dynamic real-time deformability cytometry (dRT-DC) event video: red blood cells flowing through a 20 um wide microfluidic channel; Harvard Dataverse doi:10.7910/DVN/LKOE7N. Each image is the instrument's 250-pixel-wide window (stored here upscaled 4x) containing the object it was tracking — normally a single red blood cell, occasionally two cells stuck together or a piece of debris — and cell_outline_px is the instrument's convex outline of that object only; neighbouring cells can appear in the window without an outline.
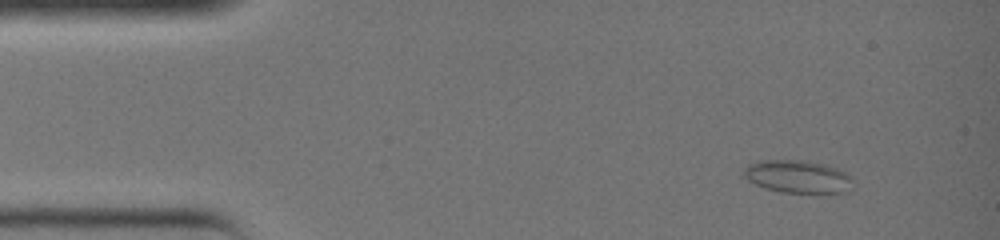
{"species": "common noctule bat (a hibernating species)", "species_latin": "Nyctalus noctula", "temperature_condition": "warm", "stored_images_in_passage": 37, "camera_frame_rate_fps": 3000, "um_per_image_px": 0.085, "animal": {"sex": "female", "body_mass_g": 19.0, "forearm_length_mm": 51.5}, "frame": {"image": 1, "passage_image": 4, "time_ms": 1.0, "image_size_px": [1000, 240], "cell_outline_px": [[852, 180], [848, 192], [820, 196], [780, 192], [764, 188], [748, 180], [744, 176], [744, 168], [748, 164], [756, 160], [804, 160], [824, 164], [836, 168], [852, 176]], "centroid_in_image_um": [67.84, 15.06], "position_along_channel_um": 17.2, "area_um2": 21.73}}
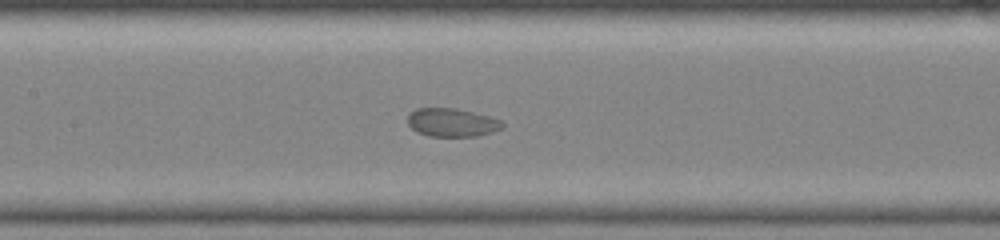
{"frame": {"image": 2, "passage_image": 18, "time_ms": 5.667, "image_size_px": [1000, 240], "cell_outline_px": [[504, 128], [480, 136], [428, 136], [416, 132], [408, 124], [408, 116], [416, 108], [456, 108], [488, 116], [500, 120], [504, 124]], "centroid_in_image_um": [38.42, 10.42], "position_along_channel_um": 169.0, "area_um2": 15.66}}
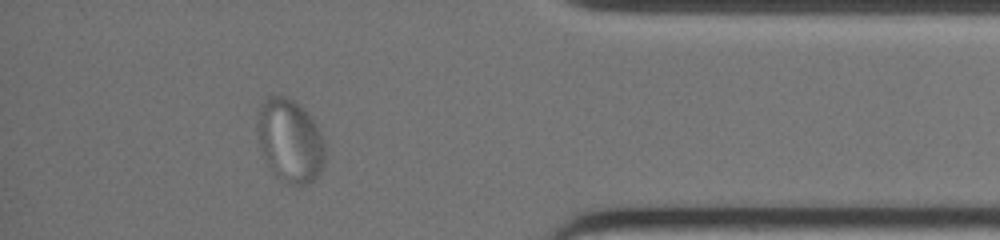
{"frame": {"image": 3, "passage_image": 33, "time_ms": 10.667, "image_size_px": [1000, 240], "cell_outline_px": [[324, 164], [320, 172], [308, 184], [296, 188], [280, 180], [276, 176], [268, 164], [260, 148], [256, 128], [256, 116], [260, 100], [268, 96], [284, 96], [300, 104], [308, 112], [316, 124], [324, 140]], "centroid_in_image_um": [24.62, 11.94], "position_along_channel_um": 410.6, "area_um2": 33.52}}